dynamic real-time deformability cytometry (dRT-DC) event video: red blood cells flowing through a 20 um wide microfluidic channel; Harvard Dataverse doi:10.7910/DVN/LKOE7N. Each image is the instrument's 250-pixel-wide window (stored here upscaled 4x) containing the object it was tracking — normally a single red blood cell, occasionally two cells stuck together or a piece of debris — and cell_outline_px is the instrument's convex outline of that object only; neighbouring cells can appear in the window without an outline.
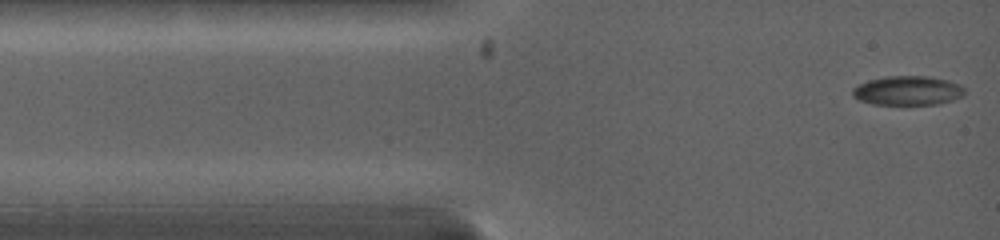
{"species": "common noctule bat (a hibernating species)", "species_latin": "Nyctalus noctula", "temperature_condition": "warm", "stored_images_in_passage": 14, "camera_frame_rate_fps": 5000, "um_per_image_px": 0.085, "animal": {"sex": "female", "body_mass_g": 19.0, "forearm_length_mm": 53.3}, "frame": {"image": 1, "passage_image": 1, "time_ms": 0.0, "image_size_px": [1000, 240], "cell_outline_px": [[964, 96], [940, 104], [908, 108], [872, 104], [860, 100], [852, 96], [852, 88], [868, 80], [884, 76], [932, 76], [948, 80], [960, 84], [964, 88]], "centroid_in_image_um": [77.17, 7.75], "position_along_channel_um": 7.8, "area_um2": 20.23}}
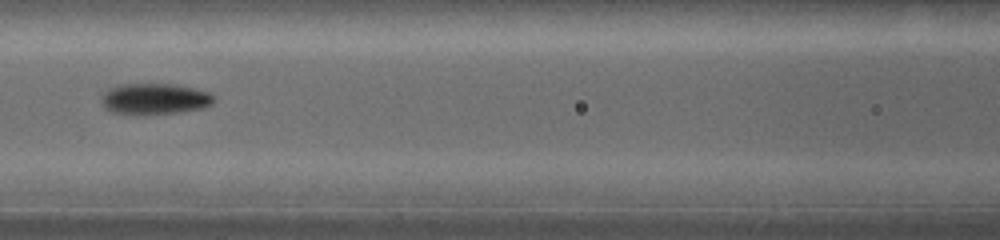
{"frame": {"image": 2, "passage_image": 10, "time_ms": 4.8, "image_size_px": [1000, 240], "cell_outline_px": [[216, 100], [212, 104], [204, 108], [180, 112], [144, 116], [136, 116], [112, 112], [104, 108], [100, 100], [104, 92], [108, 88], [120, 84], [176, 84], [208, 92], [216, 96]], "centroid_in_image_um": [13.13, 8.43], "position_along_channel_um": 153.5, "area_um2": 21.04}}
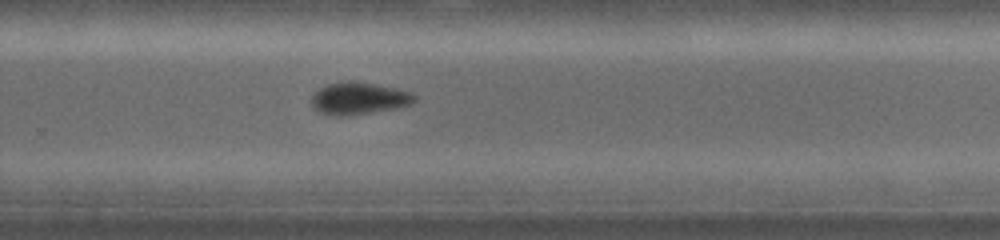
{"frame": {"image": 3, "passage_image": 14, "time_ms": 8.4, "image_size_px": [1000, 240], "cell_outline_px": [[416, 100], [412, 104], [396, 108], [344, 116], [336, 116], [320, 112], [312, 104], [312, 96], [320, 88], [328, 84], [348, 80], [376, 84], [396, 88], [412, 92], [416, 96]], "centroid_in_image_um": [30.54, 8.35], "position_along_channel_um": 299.3, "area_um2": 19.13}}